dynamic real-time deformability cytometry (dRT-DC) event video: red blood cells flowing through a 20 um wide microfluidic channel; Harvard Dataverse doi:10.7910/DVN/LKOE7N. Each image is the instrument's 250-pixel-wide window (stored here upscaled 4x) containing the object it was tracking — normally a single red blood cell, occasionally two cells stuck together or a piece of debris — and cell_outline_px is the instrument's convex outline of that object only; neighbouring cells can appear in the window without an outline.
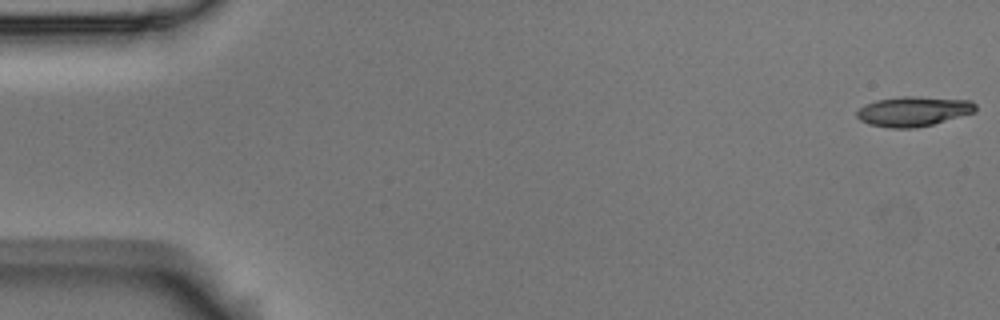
{"species": "Egyptian fruit bat (a non-hibernating species)", "species_latin": "Rousettus aegyptiacus", "temperature_condition": "room temperature", "stored_images_in_passage": 55, "camera_frame_rate_fps": 3000, "um_per_image_px": 0.085, "animal": {"sex": "male"}, "frame": {"image": 1, "passage_image": 1, "time_ms": 0.0, "image_size_px": [1000, 320], "cell_outline_px": [[976, 112], [932, 124], [916, 128], [888, 128], [868, 124], [860, 120], [856, 116], [856, 112], [860, 108], [876, 100], [900, 96], [912, 96], [972, 100], [976, 104]], "centroid_in_image_um": [77.65, 9.46], "position_along_channel_um": 7.4, "area_um2": 20.69}}
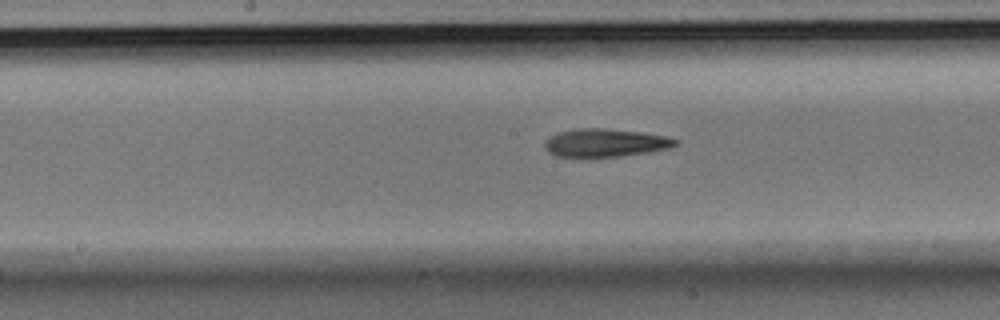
{"frame": {"image": 2, "passage_image": 28, "time_ms": 9.0, "image_size_px": [1000, 320], "cell_outline_px": [[680, 144], [672, 148], [648, 152], [620, 156], [556, 156], [548, 152], [544, 148], [544, 144], [552, 136], [560, 132], [580, 128], [604, 128], [640, 132], [664, 136], [680, 140]], "centroid_in_image_um": [51.52, 12.13], "position_along_channel_um": 196.7, "area_um2": 21.15}}
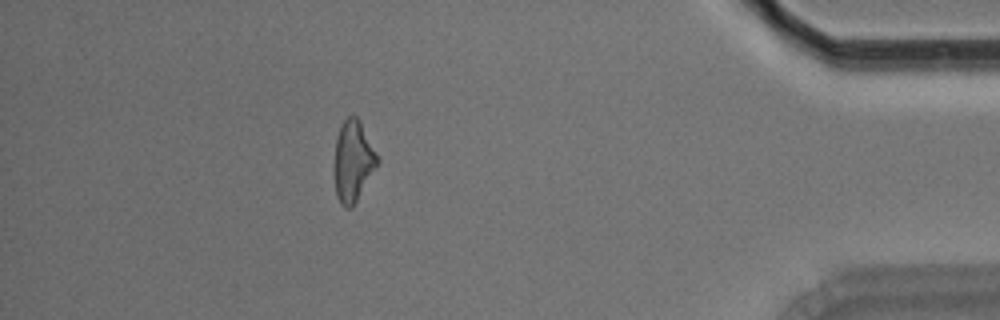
{"frame": {"image": 3, "passage_image": 49, "time_ms": 16.0, "image_size_px": [1000, 320], "cell_outline_px": [[380, 160], [352, 208], [344, 208], [340, 204], [336, 196], [336, 136], [344, 120], [348, 116], [356, 116], [360, 120]], "centroid_in_image_um": [30.03, 13.7], "position_along_channel_um": 405.2, "area_um2": 19.83}, "authors_computed_cell_mechanics": {"area_um2": 20.9236, "velocity_mm_per_s": 3.6452, "shape_relaxation_time_tau1_ms": 7.551, "shape_relaxation_time_tau2_ms": 4.7432, "deformation_change_tau1": 0.1903, "deformation_change_tau2": 0.1631}}